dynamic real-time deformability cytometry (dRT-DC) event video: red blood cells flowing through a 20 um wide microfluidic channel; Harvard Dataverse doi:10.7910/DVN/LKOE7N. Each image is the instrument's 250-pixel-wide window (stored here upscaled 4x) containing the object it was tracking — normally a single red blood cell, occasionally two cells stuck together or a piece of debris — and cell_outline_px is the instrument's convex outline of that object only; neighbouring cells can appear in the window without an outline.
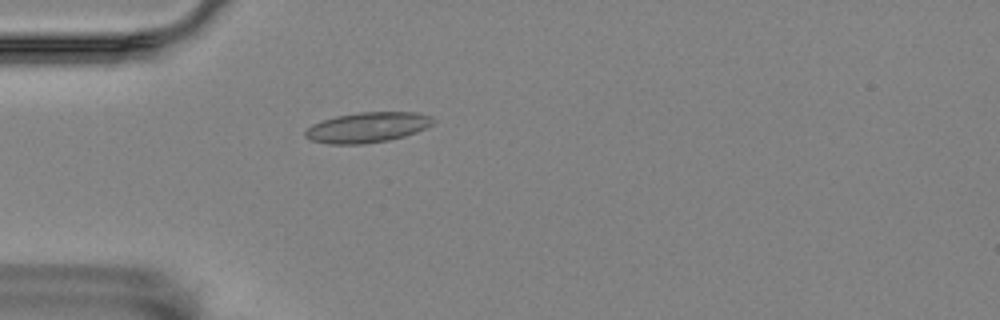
{"species": "Egyptian fruit bat (a non-hibernating species)", "species_latin": "Rousettus aegyptiacus", "temperature_condition": "room temperature", "stored_images_in_passage": 1, "camera_frame_rate_fps": 3000, "um_per_image_px": 0.085, "animal": {"sex": "female"}, "frame": {"image": 1, "passage_image": 1, "time_ms": 0.0, "image_size_px": [1000, 320], "cell_outline_px": [[436, 120], [432, 124], [416, 132], [404, 136], [388, 140], [364, 144], [328, 144], [312, 140], [304, 136], [304, 132], [312, 124], [336, 116], [360, 112], [416, 112], [432, 116]], "centroid_in_image_um": [31.24, 10.82], "position_along_channel_um": 53.8, "area_um2": 22.48}}